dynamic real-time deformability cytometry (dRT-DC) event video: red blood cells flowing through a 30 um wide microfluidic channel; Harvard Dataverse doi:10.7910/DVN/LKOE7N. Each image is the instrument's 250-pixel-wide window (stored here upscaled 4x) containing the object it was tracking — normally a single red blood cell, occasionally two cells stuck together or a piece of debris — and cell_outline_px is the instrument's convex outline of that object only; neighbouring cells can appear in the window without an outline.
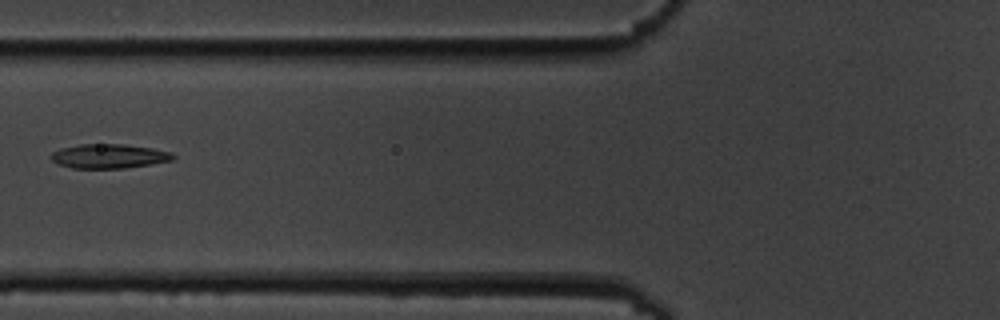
{"species": "common noctule bat (a hibernating species)", "species_latin": "Nyctalus noctula", "temperature_condition": "cold", "stored_images_in_passage": 7, "camera_frame_rate_fps": 3000, "um_per_image_px": 0.085, "animal": {"sex": "male", "body_mass_g": 19.5, "forearm_length_mm": 54.6}, "frame": {"image": 1, "passage_image": 7, "time_ms": 6.667, "image_size_px": [1000, 320], "cell_outline_px": [[176, 156], [172, 160], [124, 168], [72, 168], [60, 164], [52, 160], [48, 156], [52, 152], [60, 148], [80, 144], [124, 144], [152, 148], [172, 152]], "centroid_in_image_um": [9.24, 13.26], "position_along_channel_um": 116.6, "area_um2": 17.22}}